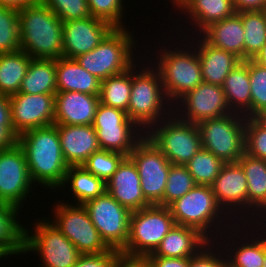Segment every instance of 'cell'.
Wrapping results in <instances>:
<instances>
[{"instance_id":"cell-1","label":"cell","mask_w":266,"mask_h":267,"mask_svg":"<svg viewBox=\"0 0 266 267\" xmlns=\"http://www.w3.org/2000/svg\"><path fill=\"white\" fill-rule=\"evenodd\" d=\"M17 143L24 150L31 179L36 186L64 190L68 164L65 162L57 126L55 124L30 129L18 136Z\"/></svg>"},{"instance_id":"cell-2","label":"cell","mask_w":266,"mask_h":267,"mask_svg":"<svg viewBox=\"0 0 266 267\" xmlns=\"http://www.w3.org/2000/svg\"><path fill=\"white\" fill-rule=\"evenodd\" d=\"M20 50L34 59L63 57L62 20L42 2L18 11Z\"/></svg>"},{"instance_id":"cell-3","label":"cell","mask_w":266,"mask_h":267,"mask_svg":"<svg viewBox=\"0 0 266 267\" xmlns=\"http://www.w3.org/2000/svg\"><path fill=\"white\" fill-rule=\"evenodd\" d=\"M151 60L153 58L150 57L148 66L143 64L140 68L136 63L132 66L131 94L126 112L144 133L173 112V105L164 93L160 73L151 65Z\"/></svg>"},{"instance_id":"cell-4","label":"cell","mask_w":266,"mask_h":267,"mask_svg":"<svg viewBox=\"0 0 266 267\" xmlns=\"http://www.w3.org/2000/svg\"><path fill=\"white\" fill-rule=\"evenodd\" d=\"M168 207L176 225L195 228L209 241H217V236L235 226V221L217 204L211 186L196 184Z\"/></svg>"},{"instance_id":"cell-5","label":"cell","mask_w":266,"mask_h":267,"mask_svg":"<svg viewBox=\"0 0 266 267\" xmlns=\"http://www.w3.org/2000/svg\"><path fill=\"white\" fill-rule=\"evenodd\" d=\"M186 42L190 43L187 48L188 44L181 42L179 46L183 45L185 48L178 49L167 45L165 49L161 41L163 49L156 51L158 53L154 52L156 56L159 55L156 57L157 61L154 59V63H151L160 73L164 93L172 105L203 82L197 50L194 43L187 40Z\"/></svg>"},{"instance_id":"cell-6","label":"cell","mask_w":266,"mask_h":267,"mask_svg":"<svg viewBox=\"0 0 266 267\" xmlns=\"http://www.w3.org/2000/svg\"><path fill=\"white\" fill-rule=\"evenodd\" d=\"M137 40L124 28H114L93 50L74 58L101 81L121 74L135 64ZM133 51V52H132Z\"/></svg>"},{"instance_id":"cell-7","label":"cell","mask_w":266,"mask_h":267,"mask_svg":"<svg viewBox=\"0 0 266 267\" xmlns=\"http://www.w3.org/2000/svg\"><path fill=\"white\" fill-rule=\"evenodd\" d=\"M145 135L172 165L185 166L202 149L198 125L180 119L174 112Z\"/></svg>"},{"instance_id":"cell-8","label":"cell","mask_w":266,"mask_h":267,"mask_svg":"<svg viewBox=\"0 0 266 267\" xmlns=\"http://www.w3.org/2000/svg\"><path fill=\"white\" fill-rule=\"evenodd\" d=\"M176 225L169 207L150 205L132 211L129 238L121 250L128 256L146 257L153 253L162 239Z\"/></svg>"},{"instance_id":"cell-9","label":"cell","mask_w":266,"mask_h":267,"mask_svg":"<svg viewBox=\"0 0 266 267\" xmlns=\"http://www.w3.org/2000/svg\"><path fill=\"white\" fill-rule=\"evenodd\" d=\"M245 122L239 113L202 121L198 124L202 148L224 163H237L245 153Z\"/></svg>"},{"instance_id":"cell-10","label":"cell","mask_w":266,"mask_h":267,"mask_svg":"<svg viewBox=\"0 0 266 267\" xmlns=\"http://www.w3.org/2000/svg\"><path fill=\"white\" fill-rule=\"evenodd\" d=\"M43 218L34 222L33 232L26 229L24 254L37 253L42 267L74 266L81 253L48 217Z\"/></svg>"},{"instance_id":"cell-11","label":"cell","mask_w":266,"mask_h":267,"mask_svg":"<svg viewBox=\"0 0 266 267\" xmlns=\"http://www.w3.org/2000/svg\"><path fill=\"white\" fill-rule=\"evenodd\" d=\"M63 201H58L53 206L54 218L49 220L81 254H97L108 251L110 248L101 239L85 207L82 204Z\"/></svg>"},{"instance_id":"cell-12","label":"cell","mask_w":266,"mask_h":267,"mask_svg":"<svg viewBox=\"0 0 266 267\" xmlns=\"http://www.w3.org/2000/svg\"><path fill=\"white\" fill-rule=\"evenodd\" d=\"M129 157L135 163L141 189L151 205L163 206V195L171 163L145 135L134 147Z\"/></svg>"},{"instance_id":"cell-13","label":"cell","mask_w":266,"mask_h":267,"mask_svg":"<svg viewBox=\"0 0 266 267\" xmlns=\"http://www.w3.org/2000/svg\"><path fill=\"white\" fill-rule=\"evenodd\" d=\"M101 239L112 249L122 250L129 238L131 211L120 205L110 194L83 204Z\"/></svg>"},{"instance_id":"cell-14","label":"cell","mask_w":266,"mask_h":267,"mask_svg":"<svg viewBox=\"0 0 266 267\" xmlns=\"http://www.w3.org/2000/svg\"><path fill=\"white\" fill-rule=\"evenodd\" d=\"M35 187L22 147L14 146L0 150V202L23 208V201Z\"/></svg>"},{"instance_id":"cell-15","label":"cell","mask_w":266,"mask_h":267,"mask_svg":"<svg viewBox=\"0 0 266 267\" xmlns=\"http://www.w3.org/2000/svg\"><path fill=\"white\" fill-rule=\"evenodd\" d=\"M173 112L180 119L196 125L204 120L233 113L227 103L222 86L205 82L200 83L180 98L177 103H174Z\"/></svg>"},{"instance_id":"cell-16","label":"cell","mask_w":266,"mask_h":267,"mask_svg":"<svg viewBox=\"0 0 266 267\" xmlns=\"http://www.w3.org/2000/svg\"><path fill=\"white\" fill-rule=\"evenodd\" d=\"M253 224H254V226H253ZM259 226H261V227H259ZM233 227L234 226H232L230 229H227L224 233H222L218 237V238H220V240L217 241L218 244H220L224 247L223 251L225 253L226 259L236 267H262L263 261L265 258V232H264L265 228L262 227V225H260V223H248V222H247V225H246V223H243V222L241 223V225H240V223H238V224L235 223V227L234 228ZM245 228H246V230H245ZM253 230H255L254 231L255 233L253 232ZM261 230H262V232H261ZM241 231H242V233H240ZM258 231H260L261 233ZM244 233H245V235H243ZM225 234H227V235H225ZM222 235H224L225 237L223 238ZM233 236H234L235 240H233L234 239V238H232ZM237 238H238V240H237ZM221 240L223 241V243H221L222 242ZM224 241H226L225 244H224ZM229 246H230V248H229Z\"/></svg>"},{"instance_id":"cell-17","label":"cell","mask_w":266,"mask_h":267,"mask_svg":"<svg viewBox=\"0 0 266 267\" xmlns=\"http://www.w3.org/2000/svg\"><path fill=\"white\" fill-rule=\"evenodd\" d=\"M211 188L217 204L235 223H242V221L249 223L247 181L244 170L238 162L225 163Z\"/></svg>"},{"instance_id":"cell-18","label":"cell","mask_w":266,"mask_h":267,"mask_svg":"<svg viewBox=\"0 0 266 267\" xmlns=\"http://www.w3.org/2000/svg\"><path fill=\"white\" fill-rule=\"evenodd\" d=\"M14 132L20 134L54 124L55 94L17 93L9 96Z\"/></svg>"},{"instance_id":"cell-19","label":"cell","mask_w":266,"mask_h":267,"mask_svg":"<svg viewBox=\"0 0 266 267\" xmlns=\"http://www.w3.org/2000/svg\"><path fill=\"white\" fill-rule=\"evenodd\" d=\"M113 29L110 23L92 16L63 22V57L74 59L93 50Z\"/></svg>"},{"instance_id":"cell-20","label":"cell","mask_w":266,"mask_h":267,"mask_svg":"<svg viewBox=\"0 0 266 267\" xmlns=\"http://www.w3.org/2000/svg\"><path fill=\"white\" fill-rule=\"evenodd\" d=\"M106 192L131 212L151 205L143 195L137 167L129 156L121 161L117 171L106 182Z\"/></svg>"},{"instance_id":"cell-21","label":"cell","mask_w":266,"mask_h":267,"mask_svg":"<svg viewBox=\"0 0 266 267\" xmlns=\"http://www.w3.org/2000/svg\"><path fill=\"white\" fill-rule=\"evenodd\" d=\"M99 96L81 92H56L55 125H92Z\"/></svg>"},{"instance_id":"cell-22","label":"cell","mask_w":266,"mask_h":267,"mask_svg":"<svg viewBox=\"0 0 266 267\" xmlns=\"http://www.w3.org/2000/svg\"><path fill=\"white\" fill-rule=\"evenodd\" d=\"M61 150L68 166H82L100 150L97 132L92 125H56Z\"/></svg>"},{"instance_id":"cell-23","label":"cell","mask_w":266,"mask_h":267,"mask_svg":"<svg viewBox=\"0 0 266 267\" xmlns=\"http://www.w3.org/2000/svg\"><path fill=\"white\" fill-rule=\"evenodd\" d=\"M192 34H194L192 39L191 36L186 39L188 41L192 40V43L194 42V48L197 50L200 60L203 82L222 86L228 74L242 60L231 52L213 47L198 33L195 34L192 32ZM197 35L199 39H194L197 38Z\"/></svg>"},{"instance_id":"cell-24","label":"cell","mask_w":266,"mask_h":267,"mask_svg":"<svg viewBox=\"0 0 266 267\" xmlns=\"http://www.w3.org/2000/svg\"><path fill=\"white\" fill-rule=\"evenodd\" d=\"M238 163L243 168L247 181L249 221L260 223L266 215V160L253 158L244 153Z\"/></svg>"},{"instance_id":"cell-25","label":"cell","mask_w":266,"mask_h":267,"mask_svg":"<svg viewBox=\"0 0 266 267\" xmlns=\"http://www.w3.org/2000/svg\"><path fill=\"white\" fill-rule=\"evenodd\" d=\"M199 35L213 47L231 52L244 61V27L237 13L210 24Z\"/></svg>"},{"instance_id":"cell-26","label":"cell","mask_w":266,"mask_h":267,"mask_svg":"<svg viewBox=\"0 0 266 267\" xmlns=\"http://www.w3.org/2000/svg\"><path fill=\"white\" fill-rule=\"evenodd\" d=\"M209 240L197 229L175 225L162 239L156 250L147 256L193 257Z\"/></svg>"},{"instance_id":"cell-27","label":"cell","mask_w":266,"mask_h":267,"mask_svg":"<svg viewBox=\"0 0 266 267\" xmlns=\"http://www.w3.org/2000/svg\"><path fill=\"white\" fill-rule=\"evenodd\" d=\"M57 92L100 94L101 80L86 71L75 59L60 57L55 60Z\"/></svg>"},{"instance_id":"cell-28","label":"cell","mask_w":266,"mask_h":267,"mask_svg":"<svg viewBox=\"0 0 266 267\" xmlns=\"http://www.w3.org/2000/svg\"><path fill=\"white\" fill-rule=\"evenodd\" d=\"M181 9V10H180ZM180 11L182 12L180 14ZM188 13L187 19L195 33L199 34L210 24L233 16L236 11L232 0H187L180 8L179 14ZM194 25V26H193ZM197 30V31H196Z\"/></svg>"},{"instance_id":"cell-29","label":"cell","mask_w":266,"mask_h":267,"mask_svg":"<svg viewBox=\"0 0 266 267\" xmlns=\"http://www.w3.org/2000/svg\"><path fill=\"white\" fill-rule=\"evenodd\" d=\"M222 88L231 111L251 118L249 59L239 63L228 74Z\"/></svg>"},{"instance_id":"cell-30","label":"cell","mask_w":266,"mask_h":267,"mask_svg":"<svg viewBox=\"0 0 266 267\" xmlns=\"http://www.w3.org/2000/svg\"><path fill=\"white\" fill-rule=\"evenodd\" d=\"M19 214V208L0 202V256L4 260L25 252L26 226L18 221Z\"/></svg>"},{"instance_id":"cell-31","label":"cell","mask_w":266,"mask_h":267,"mask_svg":"<svg viewBox=\"0 0 266 267\" xmlns=\"http://www.w3.org/2000/svg\"><path fill=\"white\" fill-rule=\"evenodd\" d=\"M57 92L55 60L31 59L19 93L55 94Z\"/></svg>"},{"instance_id":"cell-32","label":"cell","mask_w":266,"mask_h":267,"mask_svg":"<svg viewBox=\"0 0 266 267\" xmlns=\"http://www.w3.org/2000/svg\"><path fill=\"white\" fill-rule=\"evenodd\" d=\"M66 185L72 192L74 204L83 205L106 192V183L83 166H69L62 188L65 189Z\"/></svg>"},{"instance_id":"cell-33","label":"cell","mask_w":266,"mask_h":267,"mask_svg":"<svg viewBox=\"0 0 266 267\" xmlns=\"http://www.w3.org/2000/svg\"><path fill=\"white\" fill-rule=\"evenodd\" d=\"M32 57L23 50L0 54V93L17 94L29 68Z\"/></svg>"},{"instance_id":"cell-34","label":"cell","mask_w":266,"mask_h":267,"mask_svg":"<svg viewBox=\"0 0 266 267\" xmlns=\"http://www.w3.org/2000/svg\"><path fill=\"white\" fill-rule=\"evenodd\" d=\"M100 149L129 156L135 145L145 136L138 126H110L94 128Z\"/></svg>"},{"instance_id":"cell-35","label":"cell","mask_w":266,"mask_h":267,"mask_svg":"<svg viewBox=\"0 0 266 267\" xmlns=\"http://www.w3.org/2000/svg\"><path fill=\"white\" fill-rule=\"evenodd\" d=\"M244 27V61L253 59L266 43V10L237 13Z\"/></svg>"},{"instance_id":"cell-36","label":"cell","mask_w":266,"mask_h":267,"mask_svg":"<svg viewBox=\"0 0 266 267\" xmlns=\"http://www.w3.org/2000/svg\"><path fill=\"white\" fill-rule=\"evenodd\" d=\"M132 86V67L101 81L100 103L127 112Z\"/></svg>"},{"instance_id":"cell-37","label":"cell","mask_w":266,"mask_h":267,"mask_svg":"<svg viewBox=\"0 0 266 267\" xmlns=\"http://www.w3.org/2000/svg\"><path fill=\"white\" fill-rule=\"evenodd\" d=\"M224 164L219 157L202 148L185 166L197 185L211 186Z\"/></svg>"},{"instance_id":"cell-38","label":"cell","mask_w":266,"mask_h":267,"mask_svg":"<svg viewBox=\"0 0 266 267\" xmlns=\"http://www.w3.org/2000/svg\"><path fill=\"white\" fill-rule=\"evenodd\" d=\"M18 50H20L18 11L0 6V54Z\"/></svg>"},{"instance_id":"cell-39","label":"cell","mask_w":266,"mask_h":267,"mask_svg":"<svg viewBox=\"0 0 266 267\" xmlns=\"http://www.w3.org/2000/svg\"><path fill=\"white\" fill-rule=\"evenodd\" d=\"M125 157L119 152L100 149L89 156L82 166L106 183Z\"/></svg>"},{"instance_id":"cell-40","label":"cell","mask_w":266,"mask_h":267,"mask_svg":"<svg viewBox=\"0 0 266 267\" xmlns=\"http://www.w3.org/2000/svg\"><path fill=\"white\" fill-rule=\"evenodd\" d=\"M195 185L196 183L186 166L171 165L163 195V206L168 207L189 192Z\"/></svg>"},{"instance_id":"cell-41","label":"cell","mask_w":266,"mask_h":267,"mask_svg":"<svg viewBox=\"0 0 266 267\" xmlns=\"http://www.w3.org/2000/svg\"><path fill=\"white\" fill-rule=\"evenodd\" d=\"M251 118L266 111V68L249 59Z\"/></svg>"},{"instance_id":"cell-42","label":"cell","mask_w":266,"mask_h":267,"mask_svg":"<svg viewBox=\"0 0 266 267\" xmlns=\"http://www.w3.org/2000/svg\"><path fill=\"white\" fill-rule=\"evenodd\" d=\"M245 153L266 160V127L257 118H246Z\"/></svg>"},{"instance_id":"cell-43","label":"cell","mask_w":266,"mask_h":267,"mask_svg":"<svg viewBox=\"0 0 266 267\" xmlns=\"http://www.w3.org/2000/svg\"><path fill=\"white\" fill-rule=\"evenodd\" d=\"M90 15L110 23L114 28H124V0H87ZM124 6V7H123ZM123 23V24H122Z\"/></svg>"},{"instance_id":"cell-44","label":"cell","mask_w":266,"mask_h":267,"mask_svg":"<svg viewBox=\"0 0 266 267\" xmlns=\"http://www.w3.org/2000/svg\"><path fill=\"white\" fill-rule=\"evenodd\" d=\"M62 22L90 17L87 0H41Z\"/></svg>"},{"instance_id":"cell-45","label":"cell","mask_w":266,"mask_h":267,"mask_svg":"<svg viewBox=\"0 0 266 267\" xmlns=\"http://www.w3.org/2000/svg\"><path fill=\"white\" fill-rule=\"evenodd\" d=\"M92 126L93 128H103L137 125L128 117L125 111L99 103Z\"/></svg>"},{"instance_id":"cell-46","label":"cell","mask_w":266,"mask_h":267,"mask_svg":"<svg viewBox=\"0 0 266 267\" xmlns=\"http://www.w3.org/2000/svg\"><path fill=\"white\" fill-rule=\"evenodd\" d=\"M215 242L214 240L209 241L193 257H190L189 267H223L226 256L223 249H221L223 247L218 242Z\"/></svg>"},{"instance_id":"cell-47","label":"cell","mask_w":266,"mask_h":267,"mask_svg":"<svg viewBox=\"0 0 266 267\" xmlns=\"http://www.w3.org/2000/svg\"><path fill=\"white\" fill-rule=\"evenodd\" d=\"M120 254V250L112 248L104 253L81 254L72 267H115Z\"/></svg>"},{"instance_id":"cell-48","label":"cell","mask_w":266,"mask_h":267,"mask_svg":"<svg viewBox=\"0 0 266 267\" xmlns=\"http://www.w3.org/2000/svg\"><path fill=\"white\" fill-rule=\"evenodd\" d=\"M151 264V267H189L190 257L176 258V257H160V256H146Z\"/></svg>"},{"instance_id":"cell-49","label":"cell","mask_w":266,"mask_h":267,"mask_svg":"<svg viewBox=\"0 0 266 267\" xmlns=\"http://www.w3.org/2000/svg\"><path fill=\"white\" fill-rule=\"evenodd\" d=\"M115 267H151L147 257L120 254Z\"/></svg>"},{"instance_id":"cell-50","label":"cell","mask_w":266,"mask_h":267,"mask_svg":"<svg viewBox=\"0 0 266 267\" xmlns=\"http://www.w3.org/2000/svg\"><path fill=\"white\" fill-rule=\"evenodd\" d=\"M18 135L12 125H0V150L7 149L17 143Z\"/></svg>"},{"instance_id":"cell-51","label":"cell","mask_w":266,"mask_h":267,"mask_svg":"<svg viewBox=\"0 0 266 267\" xmlns=\"http://www.w3.org/2000/svg\"><path fill=\"white\" fill-rule=\"evenodd\" d=\"M236 11L266 10V0H232Z\"/></svg>"},{"instance_id":"cell-52","label":"cell","mask_w":266,"mask_h":267,"mask_svg":"<svg viewBox=\"0 0 266 267\" xmlns=\"http://www.w3.org/2000/svg\"><path fill=\"white\" fill-rule=\"evenodd\" d=\"M0 125H12L9 96L0 93Z\"/></svg>"},{"instance_id":"cell-53","label":"cell","mask_w":266,"mask_h":267,"mask_svg":"<svg viewBox=\"0 0 266 267\" xmlns=\"http://www.w3.org/2000/svg\"><path fill=\"white\" fill-rule=\"evenodd\" d=\"M41 0H0V6H6L17 11L25 7L39 4Z\"/></svg>"},{"instance_id":"cell-54","label":"cell","mask_w":266,"mask_h":267,"mask_svg":"<svg viewBox=\"0 0 266 267\" xmlns=\"http://www.w3.org/2000/svg\"><path fill=\"white\" fill-rule=\"evenodd\" d=\"M253 60L266 68V43L262 46L261 50L254 56Z\"/></svg>"},{"instance_id":"cell-55","label":"cell","mask_w":266,"mask_h":267,"mask_svg":"<svg viewBox=\"0 0 266 267\" xmlns=\"http://www.w3.org/2000/svg\"><path fill=\"white\" fill-rule=\"evenodd\" d=\"M266 127V111L256 117Z\"/></svg>"},{"instance_id":"cell-56","label":"cell","mask_w":266,"mask_h":267,"mask_svg":"<svg viewBox=\"0 0 266 267\" xmlns=\"http://www.w3.org/2000/svg\"><path fill=\"white\" fill-rule=\"evenodd\" d=\"M187 0H171V2L173 3V6H176V10L177 8L179 9Z\"/></svg>"},{"instance_id":"cell-57","label":"cell","mask_w":266,"mask_h":267,"mask_svg":"<svg viewBox=\"0 0 266 267\" xmlns=\"http://www.w3.org/2000/svg\"><path fill=\"white\" fill-rule=\"evenodd\" d=\"M223 267H236L233 264H231L227 259H225L223 263Z\"/></svg>"},{"instance_id":"cell-58","label":"cell","mask_w":266,"mask_h":267,"mask_svg":"<svg viewBox=\"0 0 266 267\" xmlns=\"http://www.w3.org/2000/svg\"><path fill=\"white\" fill-rule=\"evenodd\" d=\"M262 267H266V228H265V258H264Z\"/></svg>"},{"instance_id":"cell-59","label":"cell","mask_w":266,"mask_h":267,"mask_svg":"<svg viewBox=\"0 0 266 267\" xmlns=\"http://www.w3.org/2000/svg\"><path fill=\"white\" fill-rule=\"evenodd\" d=\"M265 221H266V215L260 221V223H261L260 225H262V227H264V228H266V222ZM263 224H264V226H263Z\"/></svg>"}]
</instances>
